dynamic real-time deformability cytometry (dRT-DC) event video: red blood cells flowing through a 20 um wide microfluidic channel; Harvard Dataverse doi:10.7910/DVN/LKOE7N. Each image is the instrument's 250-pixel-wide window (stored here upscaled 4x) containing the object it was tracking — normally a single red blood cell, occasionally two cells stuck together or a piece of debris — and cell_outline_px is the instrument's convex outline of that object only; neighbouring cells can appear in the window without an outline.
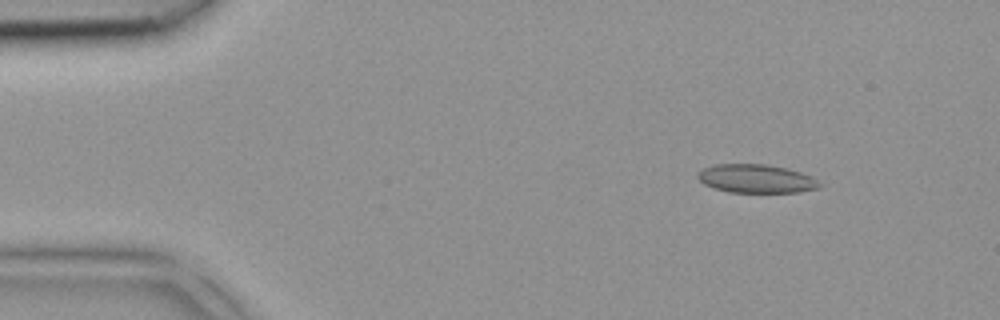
{"species": "common noctule bat (a hibernating species)", "species_latin": "Nyctalus noctula", "temperature_condition": "room temperature", "stored_images_in_passage": 4, "camera_frame_rate_fps": 3000, "um_per_image_px": 0.085, "animal": {"sex": "female", "body_mass_g": 18.4}, "frame": {"image": 1, "passage_image": 2, "time_ms": 0.333, "image_size_px": [1000, 320], "cell_outline_px": [[820, 188], [800, 192], [728, 192], [712, 188], [704, 184], [696, 176], [704, 168], [716, 164], [768, 164], [788, 168], [812, 176], [820, 184]], "centroid_in_image_um": [64.29, 15.19], "position_along_channel_um": 20.7, "area_um2": 20.29}}
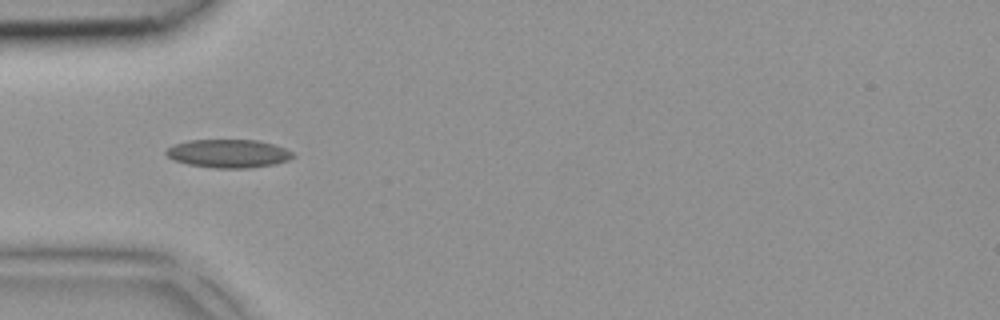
{"frame": {"image": 2, "passage_image": 4, "time_ms": 1.0, "image_size_px": [1000, 320], "cell_outline_px": [[296, 156], [288, 160], [276, 164], [248, 168], [212, 168], [188, 164], [176, 160], [168, 156], [164, 152], [172, 144], [188, 140], [260, 140], [284, 148], [292, 152]], "centroid_in_image_um": [19.42, 13.05], "position_along_channel_um": 65.6, "area_um2": 20.98}}